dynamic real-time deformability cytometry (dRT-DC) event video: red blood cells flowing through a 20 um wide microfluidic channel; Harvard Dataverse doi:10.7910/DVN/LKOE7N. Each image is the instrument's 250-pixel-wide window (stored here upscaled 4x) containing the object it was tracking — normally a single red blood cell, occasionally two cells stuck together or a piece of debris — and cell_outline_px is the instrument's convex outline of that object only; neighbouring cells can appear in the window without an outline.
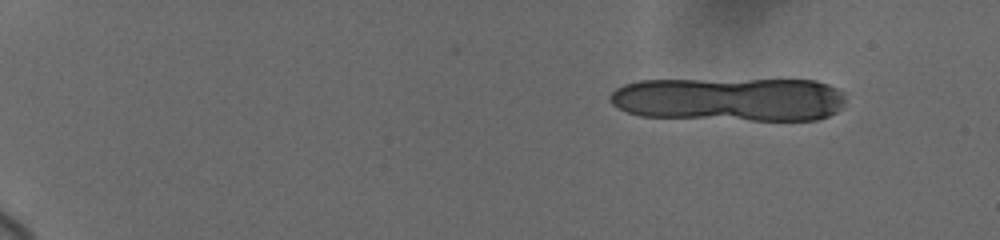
{"species": "human", "species_latin": "Homo sapiens", "temperature_condition": "cold", "stored_images_in_passage": 9, "camera_frame_rate_fps": 3000, "um_per_image_px": 0.085, "donor": {"sex": "female"}, "frame": {"image": 1, "passage_image": 2, "time_ms": 1.0, "image_size_px": [1000, 240], "cell_outline_px": [[844, 104], [836, 112], [828, 116], [816, 120], [752, 120], [640, 116], [628, 112], [612, 104], [608, 96], [616, 88], [624, 84], [640, 80], [816, 80], [828, 84], [844, 92]], "centroid_in_image_um": [62.03, 8.44], "position_along_channel_um": 23.0, "area_um2": 60.52}}
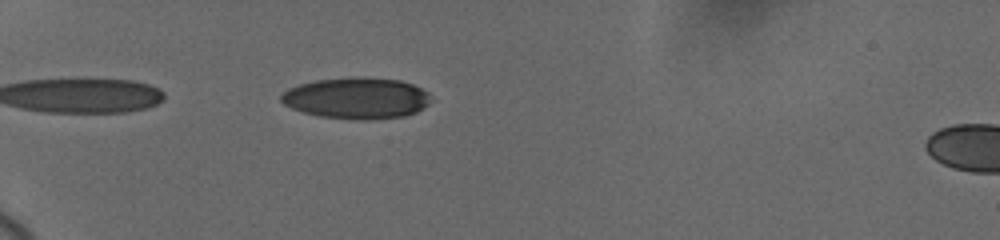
{"frame": {"image": 2, "passage_image": 7, "time_ms": 5.667, "image_size_px": [1000, 240], "cell_outline_px": [[428, 104], [416, 112], [404, 116], [368, 120], [360, 120], [320, 116], [304, 112], [292, 108], [284, 104], [280, 100], [280, 96], [288, 88], [300, 84], [316, 80], [352, 76], [360, 76], [400, 80], [412, 84], [428, 92]], "centroid_in_image_um": [30.29, 8.33], "position_along_channel_um": 54.7, "area_um2": 36.01}}
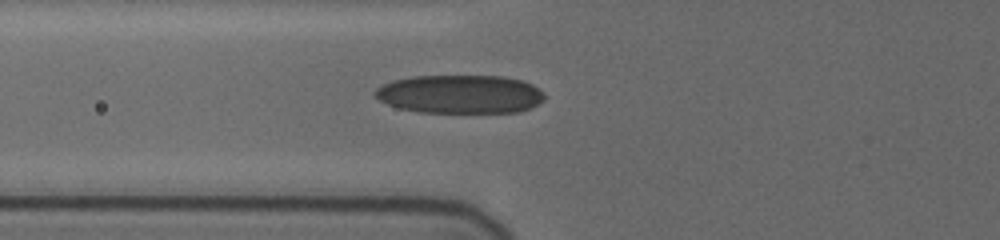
{"frame": {"image": 3, "passage_image": 9, "time_ms": 7.333, "image_size_px": [1000, 240], "cell_outline_px": [[544, 100], [520, 112], [420, 112], [400, 108], [388, 104], [380, 100], [372, 92], [376, 88], [392, 80], [412, 76], [500, 76], [524, 80], [532, 84], [544, 92]], "centroid_in_image_um": [39.11, 7.99], "position_along_channel_um": 86.7, "area_um2": 38.03}}